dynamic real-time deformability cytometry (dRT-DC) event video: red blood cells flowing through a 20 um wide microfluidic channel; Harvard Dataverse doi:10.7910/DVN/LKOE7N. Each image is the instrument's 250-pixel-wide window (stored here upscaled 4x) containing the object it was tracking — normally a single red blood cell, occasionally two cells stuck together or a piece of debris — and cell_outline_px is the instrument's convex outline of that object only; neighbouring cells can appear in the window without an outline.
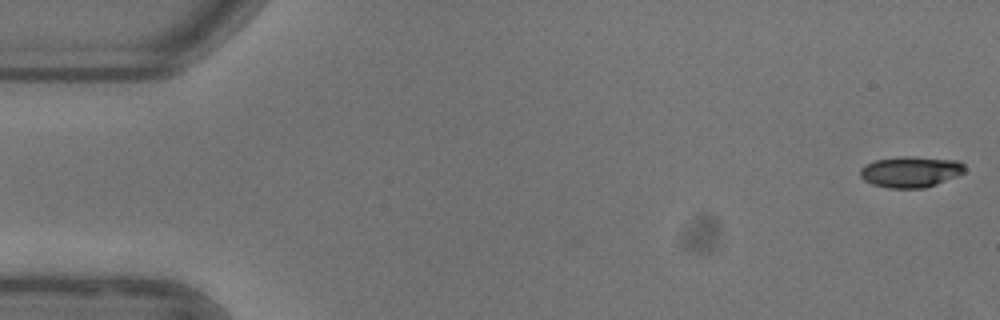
{"species": "common noctule bat (a hibernating species)", "species_latin": "Nyctalus noctula", "temperature_condition": "warm", "stored_images_in_passage": 53, "camera_frame_rate_fps": 3000, "um_per_image_px": 0.085, "animal": {"sex": "female"}, "frame": {"image": 1, "passage_image": 1, "time_ms": 0.0, "image_size_px": [1000, 320], "cell_outline_px": [[964, 172], [956, 176], [936, 184], [924, 188], [888, 188], [872, 184], [864, 180], [860, 176], [860, 168], [876, 160], [900, 156], [908, 156], [956, 160], [964, 164]], "centroid_in_image_um": [77.38, 14.6], "position_along_channel_um": 7.6, "area_um2": 18.73}}
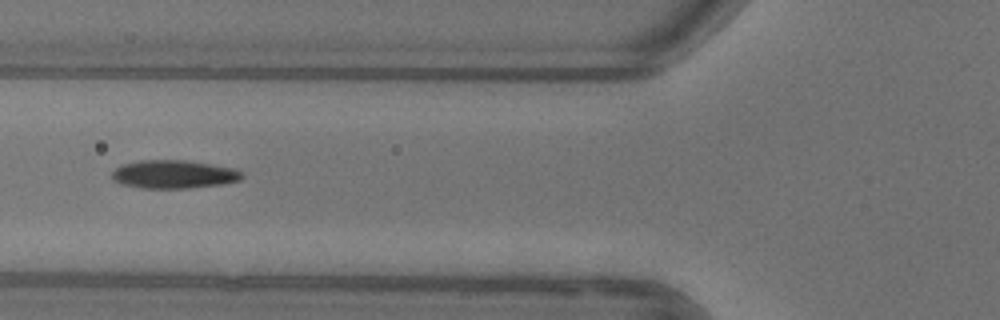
{"frame": {"image": 2, "passage_image": 20, "time_ms": 6.333, "image_size_px": [1000, 320], "cell_outline_px": [[244, 176], [240, 180], [220, 184], [188, 188], [140, 188], [120, 184], [112, 180], [112, 172], [116, 168], [124, 164], [140, 160], [184, 160], [232, 168], [244, 172]], "centroid_in_image_um": [14.74, 14.82], "position_along_channel_um": 111.1, "area_um2": 21.33}}
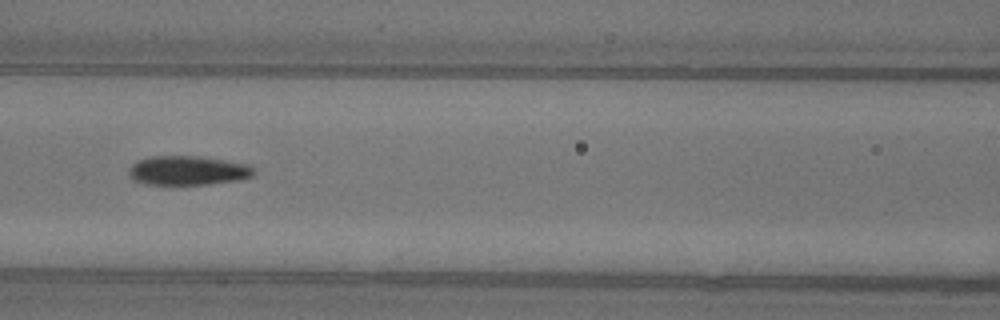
{"frame": {"image": 3, "passage_image": 23, "time_ms": 7.333, "image_size_px": [1000, 320], "cell_outline_px": [[256, 172], [252, 176], [240, 180], [208, 184], [144, 184], [132, 180], [128, 176], [128, 168], [136, 160], [148, 156], [200, 156], [248, 164], [256, 168]], "centroid_in_image_um": [15.94, 14.49], "position_along_channel_um": 150.7, "area_um2": 21.68}, "authors_computed_cell_mechanics": {"area_um2": 20.4612, "velocity_mm_per_s": 3.9283, "shape_relaxation_time_tau1_ms": 4.0989, "shape_relaxation_time_tau2_ms": 5.8725, "deformation_change_tau1": 0.1787, "deformation_change_tau2": 0.1284}}